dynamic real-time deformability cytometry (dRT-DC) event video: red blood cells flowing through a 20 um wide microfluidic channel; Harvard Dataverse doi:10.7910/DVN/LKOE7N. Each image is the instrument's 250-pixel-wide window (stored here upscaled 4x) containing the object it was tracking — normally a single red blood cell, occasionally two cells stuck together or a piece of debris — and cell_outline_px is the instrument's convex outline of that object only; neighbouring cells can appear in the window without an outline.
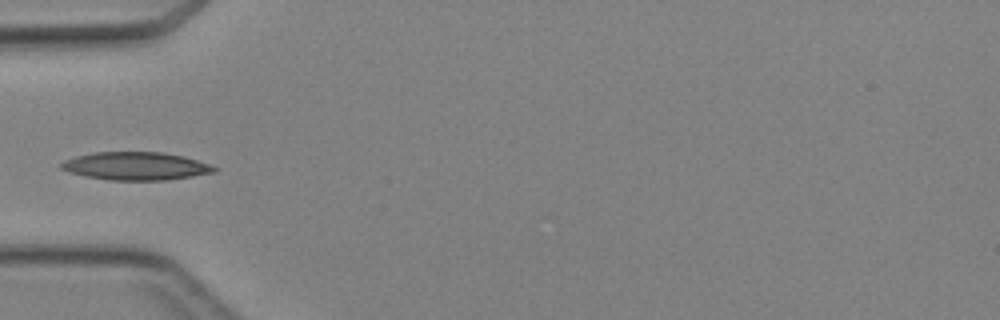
{"species": "Egyptian fruit bat (a non-hibernating species)", "species_latin": "Rousettus aegyptiacus", "temperature_condition": "cold", "stored_images_in_passage": 32, "camera_frame_rate_fps": 3000, "um_per_image_px": 0.085, "animal": {"sex": "female"}, "frame": {"image": 1, "passage_image": 1, "time_ms": 0.0, "image_size_px": [1000, 320], "cell_outline_px": [[220, 168], [216, 172], [192, 176], [164, 180], [108, 180], [68, 172], [60, 168], [60, 164], [64, 160], [76, 156], [92, 152], [160, 152], [184, 156], [212, 164]], "centroid_in_image_um": [11.58, 14.11], "position_along_channel_um": 73.4, "area_um2": 25.09}}
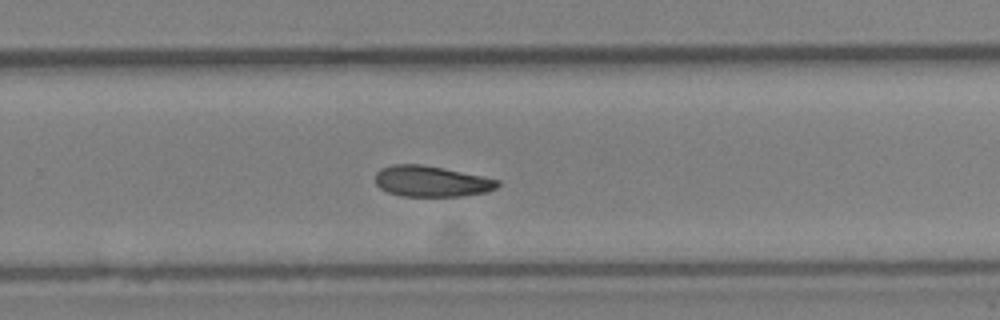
{"frame": {"image": 2, "passage_image": 16, "time_ms": 5.0, "image_size_px": [1000, 320], "cell_outline_px": [[500, 184], [496, 188], [484, 192], [460, 196], [400, 196], [388, 192], [380, 188], [376, 184], [376, 172], [380, 168], [392, 164], [420, 164], [444, 168], [500, 180]], "centroid_in_image_um": [36.64, 15.4], "position_along_channel_um": 293.2, "area_um2": 21.96}}
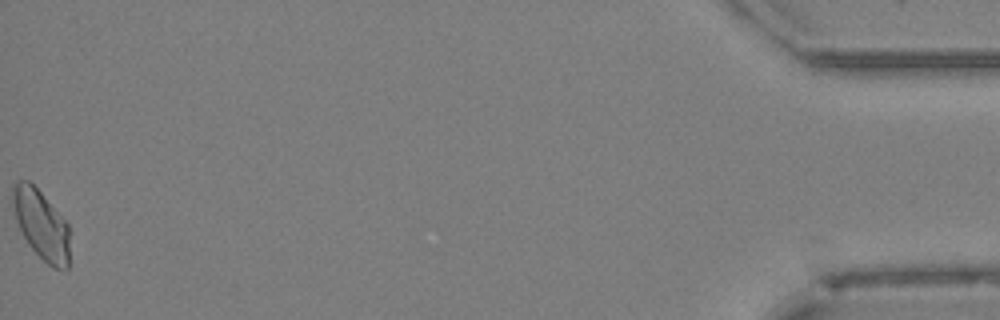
{"frame": {"image": 3, "passage_image": 32, "time_ms": 10.333, "image_size_px": [1000, 320], "cell_outline_px": [[68, 268], [52, 268], [28, 244], [16, 220], [12, 204], [12, 184], [20, 180], [28, 180], [40, 192], [68, 224]], "centroid_in_image_um": [3.47, 19.07], "position_along_channel_um": 431.7, "area_um2": 22.48}}